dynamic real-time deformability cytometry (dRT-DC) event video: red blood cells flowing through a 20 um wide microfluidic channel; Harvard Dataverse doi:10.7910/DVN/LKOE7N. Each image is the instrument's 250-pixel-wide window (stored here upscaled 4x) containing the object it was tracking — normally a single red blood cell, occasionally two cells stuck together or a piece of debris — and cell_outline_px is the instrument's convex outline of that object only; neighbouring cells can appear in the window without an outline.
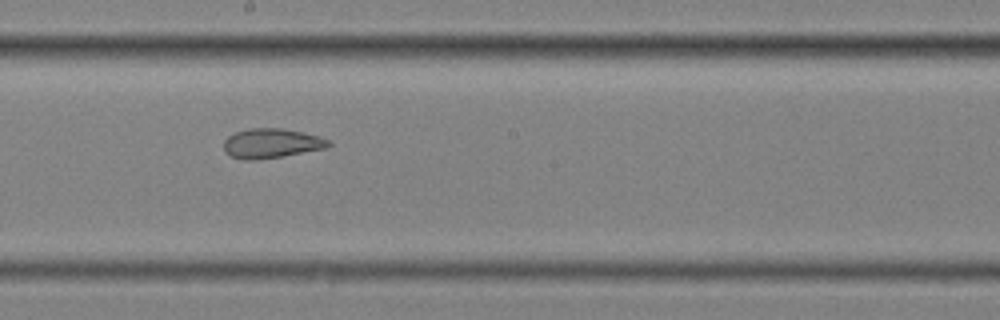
{"species": "common noctule bat (a hibernating species)", "species_latin": "Nyctalus noctula", "temperature_condition": "cold", "stored_images_in_passage": 15, "camera_frame_rate_fps": 3000, "um_per_image_px": 0.085, "animal": {"sex": "female", "body_mass_g": 25.1}, "frame": {"image": 1, "passage_image": 9, "time_ms": 2.667, "image_size_px": [1000, 320], "cell_outline_px": [[332, 144], [328, 148], [256, 160], [244, 160], [232, 156], [224, 152], [224, 140], [228, 136], [236, 132], [248, 128], [280, 128], [304, 132], [320, 136], [328, 140]], "centroid_in_image_um": [23.08, 12.17], "position_along_channel_um": 225.1, "area_um2": 18.09}}
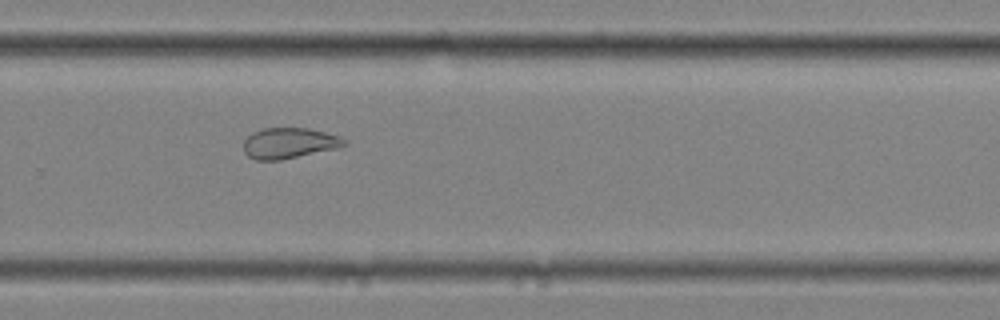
{"frame": {"image": 2, "passage_image": 11, "time_ms": 3.333, "image_size_px": [1000, 320], "cell_outline_px": [[348, 144], [336, 148], [280, 160], [256, 160], [248, 156], [244, 152], [244, 140], [252, 132], [264, 128], [308, 128], [340, 136], [348, 140]], "centroid_in_image_um": [24.58, 12.16], "position_along_channel_um": 305.2, "area_um2": 17.98}}
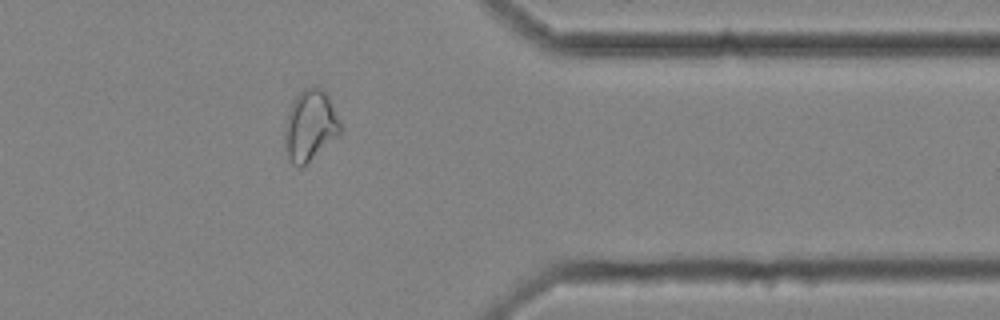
{"frame": {"image": 3, "passage_image": 13, "time_ms": 4.0, "image_size_px": [1000, 320], "cell_outline_px": [[340, 136], [304, 168], [300, 168], [292, 164], [284, 148], [284, 132], [288, 112], [296, 96], [304, 88], [312, 84], [316, 84], [324, 88], [340, 120]], "centroid_in_image_um": [26.37, 10.7], "position_along_channel_um": 385.0, "area_um2": 23.76}}